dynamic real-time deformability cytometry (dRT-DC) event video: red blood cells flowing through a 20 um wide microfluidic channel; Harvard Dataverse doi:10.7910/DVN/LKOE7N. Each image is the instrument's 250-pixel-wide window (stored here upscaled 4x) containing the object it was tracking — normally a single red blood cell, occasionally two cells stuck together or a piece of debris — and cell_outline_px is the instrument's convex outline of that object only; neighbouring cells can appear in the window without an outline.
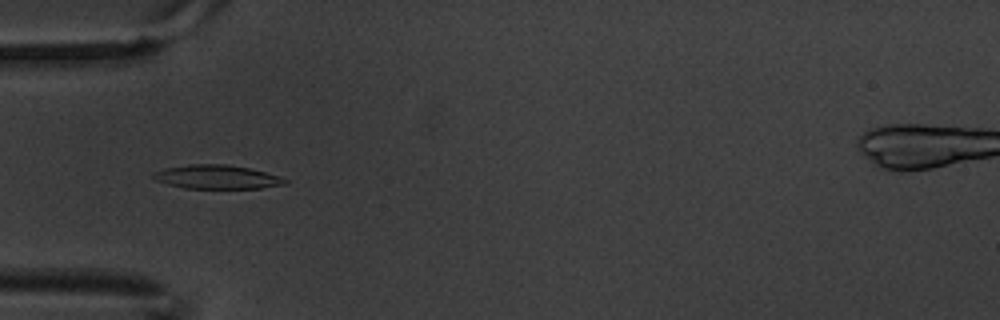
{"species": "common noctule bat (a hibernating species)", "species_latin": "Nyctalus noctula", "temperature_condition": "warm", "stored_images_in_passage": 6, "camera_frame_rate_fps": 3000, "um_per_image_px": 0.085, "animal": {"sex": "male", "body_mass_g": 20.1, "forearm_length_mm": 53.5}, "frame": {"image": 1, "passage_image": 5, "time_ms": 1.333, "image_size_px": [1000, 320], "cell_outline_px": [[288, 184], [260, 188], [184, 188], [168, 184], [156, 180], [152, 176], [156, 172], [164, 168], [188, 164], [224, 164], [248, 168], [280, 176], [288, 180]], "centroid_in_image_um": [18.46, 15.04], "position_along_channel_um": 66.5, "area_um2": 18.15}}